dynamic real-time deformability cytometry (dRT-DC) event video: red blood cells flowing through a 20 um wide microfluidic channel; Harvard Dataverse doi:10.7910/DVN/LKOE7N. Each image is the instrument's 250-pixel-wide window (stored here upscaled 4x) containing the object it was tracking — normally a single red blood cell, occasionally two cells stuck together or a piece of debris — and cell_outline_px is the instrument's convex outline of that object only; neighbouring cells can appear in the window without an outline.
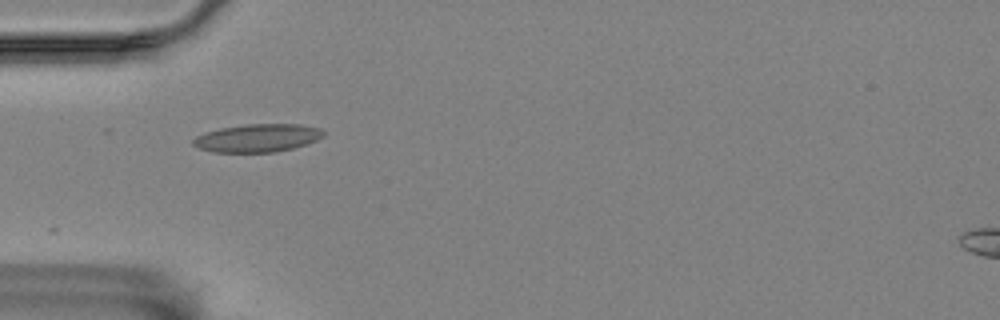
{"species": "Egyptian fruit bat (a non-hibernating species)", "species_latin": "Rousettus aegyptiacus", "temperature_condition": "room temperature", "stored_images_in_passage": 3, "camera_frame_rate_fps": 3000, "um_per_image_px": 0.085, "animal": {"sex": "female"}, "frame": {"image": 1, "passage_image": 1, "time_ms": 0.0, "image_size_px": [1000, 320], "cell_outline_px": [[324, 136], [316, 140], [292, 148], [272, 152], [212, 152], [200, 148], [192, 144], [192, 140], [196, 136], [204, 132], [220, 128], [248, 124], [300, 124], [320, 128], [324, 132]], "centroid_in_image_um": [21.86, 11.72], "position_along_channel_um": 63.1, "area_um2": 21.15}}